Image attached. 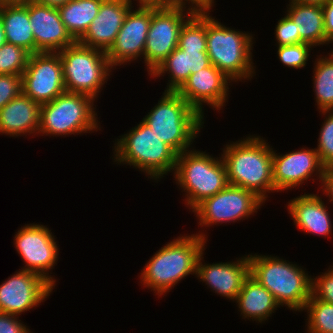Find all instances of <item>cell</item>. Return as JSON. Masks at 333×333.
<instances>
[{"instance_id": "f6af8a7d", "label": "cell", "mask_w": 333, "mask_h": 333, "mask_svg": "<svg viewBox=\"0 0 333 333\" xmlns=\"http://www.w3.org/2000/svg\"><path fill=\"white\" fill-rule=\"evenodd\" d=\"M28 1H31V0H1V3H17V2L23 3V2H28Z\"/></svg>"}, {"instance_id": "7c38bea8", "label": "cell", "mask_w": 333, "mask_h": 333, "mask_svg": "<svg viewBox=\"0 0 333 333\" xmlns=\"http://www.w3.org/2000/svg\"><path fill=\"white\" fill-rule=\"evenodd\" d=\"M47 226L41 223L21 226L15 232L13 245L24 262L21 270L37 273L55 288L58 281L51 274L57 265L60 248L52 229Z\"/></svg>"}, {"instance_id": "44dd1931", "label": "cell", "mask_w": 333, "mask_h": 333, "mask_svg": "<svg viewBox=\"0 0 333 333\" xmlns=\"http://www.w3.org/2000/svg\"><path fill=\"white\" fill-rule=\"evenodd\" d=\"M322 199L323 195L319 196V191L318 194L304 192L289 200L286 206L297 229L326 239L333 235V222L328 205L326 206L329 202L325 203V199Z\"/></svg>"}, {"instance_id": "ba28073f", "label": "cell", "mask_w": 333, "mask_h": 333, "mask_svg": "<svg viewBox=\"0 0 333 333\" xmlns=\"http://www.w3.org/2000/svg\"><path fill=\"white\" fill-rule=\"evenodd\" d=\"M95 102L91 96L65 91L53 101L42 104L38 135L69 137L101 131Z\"/></svg>"}, {"instance_id": "d590c367", "label": "cell", "mask_w": 333, "mask_h": 333, "mask_svg": "<svg viewBox=\"0 0 333 333\" xmlns=\"http://www.w3.org/2000/svg\"><path fill=\"white\" fill-rule=\"evenodd\" d=\"M22 93V76L0 74V109Z\"/></svg>"}, {"instance_id": "7bdbcfd3", "label": "cell", "mask_w": 333, "mask_h": 333, "mask_svg": "<svg viewBox=\"0 0 333 333\" xmlns=\"http://www.w3.org/2000/svg\"><path fill=\"white\" fill-rule=\"evenodd\" d=\"M327 0H289L288 2H296L300 4H312L323 6Z\"/></svg>"}, {"instance_id": "8992f818", "label": "cell", "mask_w": 333, "mask_h": 333, "mask_svg": "<svg viewBox=\"0 0 333 333\" xmlns=\"http://www.w3.org/2000/svg\"><path fill=\"white\" fill-rule=\"evenodd\" d=\"M142 121L178 154L193 148L204 118L177 92L164 91Z\"/></svg>"}, {"instance_id": "ab89813d", "label": "cell", "mask_w": 333, "mask_h": 333, "mask_svg": "<svg viewBox=\"0 0 333 333\" xmlns=\"http://www.w3.org/2000/svg\"><path fill=\"white\" fill-rule=\"evenodd\" d=\"M318 187L321 188V192L323 191L322 194L328 198L329 204H333V171L329 167H325L321 184Z\"/></svg>"}, {"instance_id": "4dcf8cb0", "label": "cell", "mask_w": 333, "mask_h": 333, "mask_svg": "<svg viewBox=\"0 0 333 333\" xmlns=\"http://www.w3.org/2000/svg\"><path fill=\"white\" fill-rule=\"evenodd\" d=\"M30 55L24 48L6 42L0 47V74L22 76Z\"/></svg>"}, {"instance_id": "8fae6325", "label": "cell", "mask_w": 333, "mask_h": 333, "mask_svg": "<svg viewBox=\"0 0 333 333\" xmlns=\"http://www.w3.org/2000/svg\"><path fill=\"white\" fill-rule=\"evenodd\" d=\"M262 205L264 206L265 202L252 191L228 185L219 193L200 202L192 213L196 215L198 227L200 225V228L207 229L251 218L258 213Z\"/></svg>"}, {"instance_id": "d6986e66", "label": "cell", "mask_w": 333, "mask_h": 333, "mask_svg": "<svg viewBox=\"0 0 333 333\" xmlns=\"http://www.w3.org/2000/svg\"><path fill=\"white\" fill-rule=\"evenodd\" d=\"M27 9L35 39V53L59 52L76 42L62 22L58 8L28 1Z\"/></svg>"}, {"instance_id": "836d02e7", "label": "cell", "mask_w": 333, "mask_h": 333, "mask_svg": "<svg viewBox=\"0 0 333 333\" xmlns=\"http://www.w3.org/2000/svg\"><path fill=\"white\" fill-rule=\"evenodd\" d=\"M276 47L286 45H296L303 43L300 38L298 30L295 28L294 21L285 13L284 17H281L274 29Z\"/></svg>"}, {"instance_id": "cb8c5ba5", "label": "cell", "mask_w": 333, "mask_h": 333, "mask_svg": "<svg viewBox=\"0 0 333 333\" xmlns=\"http://www.w3.org/2000/svg\"><path fill=\"white\" fill-rule=\"evenodd\" d=\"M234 303L242 319L258 324L267 322L281 308L273 295L251 275L245 279Z\"/></svg>"}, {"instance_id": "f546056e", "label": "cell", "mask_w": 333, "mask_h": 333, "mask_svg": "<svg viewBox=\"0 0 333 333\" xmlns=\"http://www.w3.org/2000/svg\"><path fill=\"white\" fill-rule=\"evenodd\" d=\"M178 48L207 50L206 12H194L184 23L179 33Z\"/></svg>"}, {"instance_id": "e0dca14e", "label": "cell", "mask_w": 333, "mask_h": 333, "mask_svg": "<svg viewBox=\"0 0 333 333\" xmlns=\"http://www.w3.org/2000/svg\"><path fill=\"white\" fill-rule=\"evenodd\" d=\"M232 82L223 72L210 64L191 74L177 93L206 118L204 106L207 105L218 112L226 107L231 92L229 89L235 84Z\"/></svg>"}, {"instance_id": "1f68e13d", "label": "cell", "mask_w": 333, "mask_h": 333, "mask_svg": "<svg viewBox=\"0 0 333 333\" xmlns=\"http://www.w3.org/2000/svg\"><path fill=\"white\" fill-rule=\"evenodd\" d=\"M324 117L319 136L317 139V147L321 163L325 167H330L333 164V110L319 111V114Z\"/></svg>"}, {"instance_id": "b9f144b4", "label": "cell", "mask_w": 333, "mask_h": 333, "mask_svg": "<svg viewBox=\"0 0 333 333\" xmlns=\"http://www.w3.org/2000/svg\"><path fill=\"white\" fill-rule=\"evenodd\" d=\"M137 1V4L145 5H171V0H132Z\"/></svg>"}, {"instance_id": "d6a6232c", "label": "cell", "mask_w": 333, "mask_h": 333, "mask_svg": "<svg viewBox=\"0 0 333 333\" xmlns=\"http://www.w3.org/2000/svg\"><path fill=\"white\" fill-rule=\"evenodd\" d=\"M311 50H314V47L303 42L296 45L278 46L276 54L283 66L298 70L306 68L307 62L311 58Z\"/></svg>"}, {"instance_id": "277c9868", "label": "cell", "mask_w": 333, "mask_h": 333, "mask_svg": "<svg viewBox=\"0 0 333 333\" xmlns=\"http://www.w3.org/2000/svg\"><path fill=\"white\" fill-rule=\"evenodd\" d=\"M250 275L264 286L279 306L303 312L311 296L312 275L294 262L273 255L248 254Z\"/></svg>"}, {"instance_id": "3957f363", "label": "cell", "mask_w": 333, "mask_h": 333, "mask_svg": "<svg viewBox=\"0 0 333 333\" xmlns=\"http://www.w3.org/2000/svg\"><path fill=\"white\" fill-rule=\"evenodd\" d=\"M118 137L112 146L113 157L110 158L113 164L133 166L156 183L164 175L174 174L178 153L161 141L142 120Z\"/></svg>"}, {"instance_id": "30bf717a", "label": "cell", "mask_w": 333, "mask_h": 333, "mask_svg": "<svg viewBox=\"0 0 333 333\" xmlns=\"http://www.w3.org/2000/svg\"><path fill=\"white\" fill-rule=\"evenodd\" d=\"M193 13L191 9L182 6L152 5L142 61L149 76L177 48L180 30Z\"/></svg>"}, {"instance_id": "484cf974", "label": "cell", "mask_w": 333, "mask_h": 333, "mask_svg": "<svg viewBox=\"0 0 333 333\" xmlns=\"http://www.w3.org/2000/svg\"><path fill=\"white\" fill-rule=\"evenodd\" d=\"M285 13L294 21L300 38L314 48L326 46L323 9L320 5L289 2Z\"/></svg>"}, {"instance_id": "83f0119b", "label": "cell", "mask_w": 333, "mask_h": 333, "mask_svg": "<svg viewBox=\"0 0 333 333\" xmlns=\"http://www.w3.org/2000/svg\"><path fill=\"white\" fill-rule=\"evenodd\" d=\"M316 55L313 69V94L317 111L333 110V49Z\"/></svg>"}, {"instance_id": "7402d4cb", "label": "cell", "mask_w": 333, "mask_h": 333, "mask_svg": "<svg viewBox=\"0 0 333 333\" xmlns=\"http://www.w3.org/2000/svg\"><path fill=\"white\" fill-rule=\"evenodd\" d=\"M210 65L207 50H193L175 48L169 56L156 68L150 78L168 75V83L164 91L177 92L188 80L191 74L198 72Z\"/></svg>"}, {"instance_id": "ee69618b", "label": "cell", "mask_w": 333, "mask_h": 333, "mask_svg": "<svg viewBox=\"0 0 333 333\" xmlns=\"http://www.w3.org/2000/svg\"><path fill=\"white\" fill-rule=\"evenodd\" d=\"M6 43V35L4 32V25L0 16V47Z\"/></svg>"}, {"instance_id": "9a60e30c", "label": "cell", "mask_w": 333, "mask_h": 333, "mask_svg": "<svg viewBox=\"0 0 333 333\" xmlns=\"http://www.w3.org/2000/svg\"><path fill=\"white\" fill-rule=\"evenodd\" d=\"M273 149L274 147L272 148V172L277 193L285 190L292 191L294 188L299 189L308 179L321 183L325 166L321 163L315 148L302 147L285 154L276 153L277 150Z\"/></svg>"}, {"instance_id": "e575fe53", "label": "cell", "mask_w": 333, "mask_h": 333, "mask_svg": "<svg viewBox=\"0 0 333 333\" xmlns=\"http://www.w3.org/2000/svg\"><path fill=\"white\" fill-rule=\"evenodd\" d=\"M311 294L316 299L333 304V263L325 272L312 276Z\"/></svg>"}, {"instance_id": "6da1fadb", "label": "cell", "mask_w": 333, "mask_h": 333, "mask_svg": "<svg viewBox=\"0 0 333 333\" xmlns=\"http://www.w3.org/2000/svg\"><path fill=\"white\" fill-rule=\"evenodd\" d=\"M200 230L196 234H180L148 259L138 276L143 288L151 289L159 298L167 296L189 275L196 277L198 257L208 241L206 230Z\"/></svg>"}, {"instance_id": "4316f807", "label": "cell", "mask_w": 333, "mask_h": 333, "mask_svg": "<svg viewBox=\"0 0 333 333\" xmlns=\"http://www.w3.org/2000/svg\"><path fill=\"white\" fill-rule=\"evenodd\" d=\"M103 0H70L58 8L62 22L75 41H79L98 15Z\"/></svg>"}, {"instance_id": "f1b7e54d", "label": "cell", "mask_w": 333, "mask_h": 333, "mask_svg": "<svg viewBox=\"0 0 333 333\" xmlns=\"http://www.w3.org/2000/svg\"><path fill=\"white\" fill-rule=\"evenodd\" d=\"M307 312L306 333H333V304L316 299L312 294L303 309ZM307 329V330H306Z\"/></svg>"}, {"instance_id": "ac0fdd59", "label": "cell", "mask_w": 333, "mask_h": 333, "mask_svg": "<svg viewBox=\"0 0 333 333\" xmlns=\"http://www.w3.org/2000/svg\"><path fill=\"white\" fill-rule=\"evenodd\" d=\"M205 250L199 255L197 261L196 278L199 282L220 297L235 302L245 279L250 275L248 254L236 257L235 261L206 263Z\"/></svg>"}, {"instance_id": "ffe728a7", "label": "cell", "mask_w": 333, "mask_h": 333, "mask_svg": "<svg viewBox=\"0 0 333 333\" xmlns=\"http://www.w3.org/2000/svg\"><path fill=\"white\" fill-rule=\"evenodd\" d=\"M132 2V0H103L98 15L78 42L107 52L115 42L127 13L133 5H136Z\"/></svg>"}, {"instance_id": "603a6c76", "label": "cell", "mask_w": 333, "mask_h": 333, "mask_svg": "<svg viewBox=\"0 0 333 333\" xmlns=\"http://www.w3.org/2000/svg\"><path fill=\"white\" fill-rule=\"evenodd\" d=\"M41 105L21 93L0 109V134L10 137L38 136Z\"/></svg>"}, {"instance_id": "74e56055", "label": "cell", "mask_w": 333, "mask_h": 333, "mask_svg": "<svg viewBox=\"0 0 333 333\" xmlns=\"http://www.w3.org/2000/svg\"><path fill=\"white\" fill-rule=\"evenodd\" d=\"M216 0H171L172 6H182L194 12H213Z\"/></svg>"}, {"instance_id": "5bb4252c", "label": "cell", "mask_w": 333, "mask_h": 333, "mask_svg": "<svg viewBox=\"0 0 333 333\" xmlns=\"http://www.w3.org/2000/svg\"><path fill=\"white\" fill-rule=\"evenodd\" d=\"M55 289L35 272L16 270L0 285V312L20 316L42 305Z\"/></svg>"}, {"instance_id": "52a82bcc", "label": "cell", "mask_w": 333, "mask_h": 333, "mask_svg": "<svg viewBox=\"0 0 333 333\" xmlns=\"http://www.w3.org/2000/svg\"><path fill=\"white\" fill-rule=\"evenodd\" d=\"M218 155L214 157L195 147L178 154L173 180L184 192L182 200L190 212L229 185L224 161Z\"/></svg>"}, {"instance_id": "7a4b0ae2", "label": "cell", "mask_w": 333, "mask_h": 333, "mask_svg": "<svg viewBox=\"0 0 333 333\" xmlns=\"http://www.w3.org/2000/svg\"><path fill=\"white\" fill-rule=\"evenodd\" d=\"M260 135H248L223 145L221 158L229 185L250 190L264 202L277 193L273 182L272 146Z\"/></svg>"}, {"instance_id": "60d3db41", "label": "cell", "mask_w": 333, "mask_h": 333, "mask_svg": "<svg viewBox=\"0 0 333 333\" xmlns=\"http://www.w3.org/2000/svg\"><path fill=\"white\" fill-rule=\"evenodd\" d=\"M34 3L45 5L52 8H59L67 4L70 0H31Z\"/></svg>"}, {"instance_id": "2e32d148", "label": "cell", "mask_w": 333, "mask_h": 333, "mask_svg": "<svg viewBox=\"0 0 333 333\" xmlns=\"http://www.w3.org/2000/svg\"><path fill=\"white\" fill-rule=\"evenodd\" d=\"M136 5L127 13L115 42L106 52L109 63L114 69H120L116 68L117 66L124 67L131 62L143 60L152 17V5Z\"/></svg>"}, {"instance_id": "bcb514c9", "label": "cell", "mask_w": 333, "mask_h": 333, "mask_svg": "<svg viewBox=\"0 0 333 333\" xmlns=\"http://www.w3.org/2000/svg\"><path fill=\"white\" fill-rule=\"evenodd\" d=\"M329 168L333 171V164Z\"/></svg>"}, {"instance_id": "9c48e42d", "label": "cell", "mask_w": 333, "mask_h": 333, "mask_svg": "<svg viewBox=\"0 0 333 333\" xmlns=\"http://www.w3.org/2000/svg\"><path fill=\"white\" fill-rule=\"evenodd\" d=\"M58 53L66 92L85 94L97 100L115 70L106 52L76 41Z\"/></svg>"}, {"instance_id": "4fadbf2b", "label": "cell", "mask_w": 333, "mask_h": 333, "mask_svg": "<svg viewBox=\"0 0 333 333\" xmlns=\"http://www.w3.org/2000/svg\"><path fill=\"white\" fill-rule=\"evenodd\" d=\"M66 91L58 52L31 54L22 74V93L40 105Z\"/></svg>"}, {"instance_id": "d4e9b609", "label": "cell", "mask_w": 333, "mask_h": 333, "mask_svg": "<svg viewBox=\"0 0 333 333\" xmlns=\"http://www.w3.org/2000/svg\"><path fill=\"white\" fill-rule=\"evenodd\" d=\"M0 16L4 25L6 42L35 53V39L30 26L27 2L1 3Z\"/></svg>"}, {"instance_id": "f35d334b", "label": "cell", "mask_w": 333, "mask_h": 333, "mask_svg": "<svg viewBox=\"0 0 333 333\" xmlns=\"http://www.w3.org/2000/svg\"><path fill=\"white\" fill-rule=\"evenodd\" d=\"M324 17V31L326 34V45L333 43V0H327L322 6Z\"/></svg>"}, {"instance_id": "8d00e7d4", "label": "cell", "mask_w": 333, "mask_h": 333, "mask_svg": "<svg viewBox=\"0 0 333 333\" xmlns=\"http://www.w3.org/2000/svg\"><path fill=\"white\" fill-rule=\"evenodd\" d=\"M19 318L17 315L0 312V333H33Z\"/></svg>"}, {"instance_id": "5b68a950", "label": "cell", "mask_w": 333, "mask_h": 333, "mask_svg": "<svg viewBox=\"0 0 333 333\" xmlns=\"http://www.w3.org/2000/svg\"><path fill=\"white\" fill-rule=\"evenodd\" d=\"M210 14L206 12V48L210 64L233 83L251 81L256 76L252 53L255 35L228 27Z\"/></svg>"}]
</instances>
